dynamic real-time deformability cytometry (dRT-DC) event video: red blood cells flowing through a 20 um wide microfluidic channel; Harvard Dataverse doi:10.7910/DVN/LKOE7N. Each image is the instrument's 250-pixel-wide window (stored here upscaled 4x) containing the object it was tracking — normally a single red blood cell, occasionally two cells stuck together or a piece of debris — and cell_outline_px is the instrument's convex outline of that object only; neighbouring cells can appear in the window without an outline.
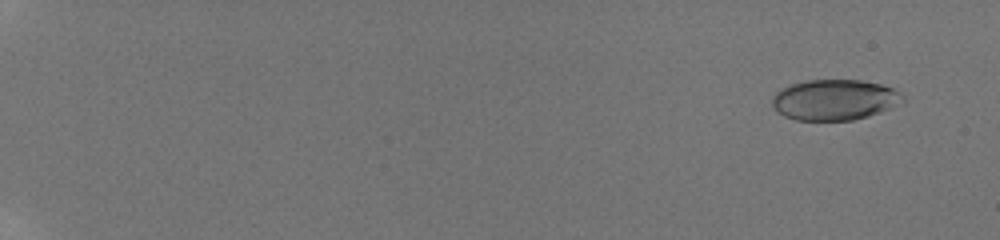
{"species": "human", "species_latin": "Homo sapiens", "temperature_condition": "room temperature", "stored_images_in_passage": 19, "camera_frame_rate_fps": 3000, "um_per_image_px": 0.085, "donor": {"sex": "male"}, "frame": {"image": 1, "passage_image": 3, "time_ms": 1.333, "image_size_px": [1000, 240], "cell_outline_px": [[904, 104], [868, 116], [852, 120], [796, 120], [784, 116], [776, 112], [772, 104], [772, 96], [780, 88], [804, 80], [860, 80], [880, 84], [892, 88], [900, 92], [904, 96]], "centroid_in_image_um": [70.94, 8.48], "position_along_channel_um": 14.1, "area_um2": 31.27}}
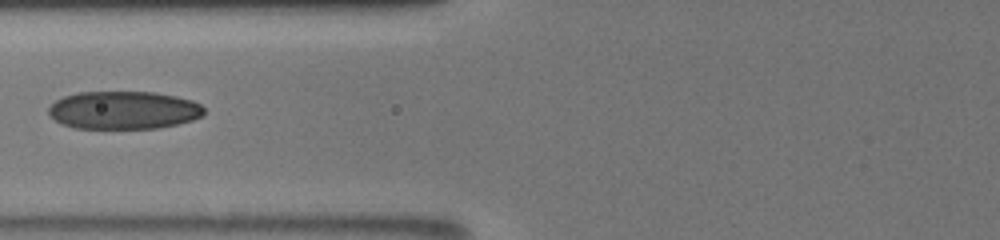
{"frame": {"image": 2, "passage_image": 16, "time_ms": 9.333, "image_size_px": [1000, 240], "cell_outline_px": [[204, 116], [192, 120], [176, 124], [156, 128], [76, 128], [60, 124], [48, 116], [48, 108], [56, 100], [64, 96], [76, 92], [156, 92], [176, 96], [192, 100], [200, 104], [204, 108]], "centroid_in_image_um": [10.49, 9.36], "position_along_channel_um": 115.3, "area_um2": 34.62}}
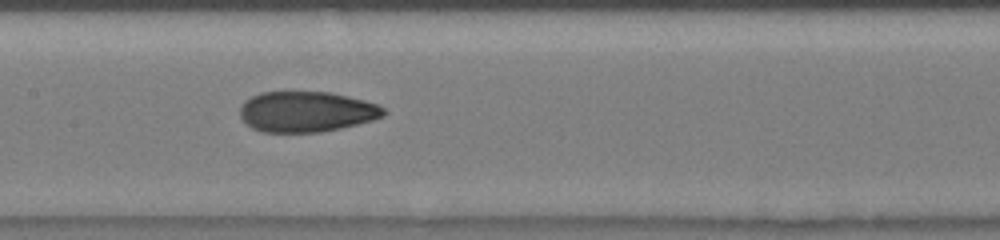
{"frame": {"image": 3, "passage_image": 18, "time_ms": 11.0, "image_size_px": [1000, 240], "cell_outline_px": [[384, 116], [372, 120], [340, 128], [320, 132], [264, 132], [252, 128], [240, 116], [240, 108], [244, 100], [260, 92], [328, 92], [348, 96], [364, 100], [376, 104], [384, 108]], "centroid_in_image_um": [26.02, 9.49], "position_along_channel_um": 181.4, "area_um2": 33.76}}